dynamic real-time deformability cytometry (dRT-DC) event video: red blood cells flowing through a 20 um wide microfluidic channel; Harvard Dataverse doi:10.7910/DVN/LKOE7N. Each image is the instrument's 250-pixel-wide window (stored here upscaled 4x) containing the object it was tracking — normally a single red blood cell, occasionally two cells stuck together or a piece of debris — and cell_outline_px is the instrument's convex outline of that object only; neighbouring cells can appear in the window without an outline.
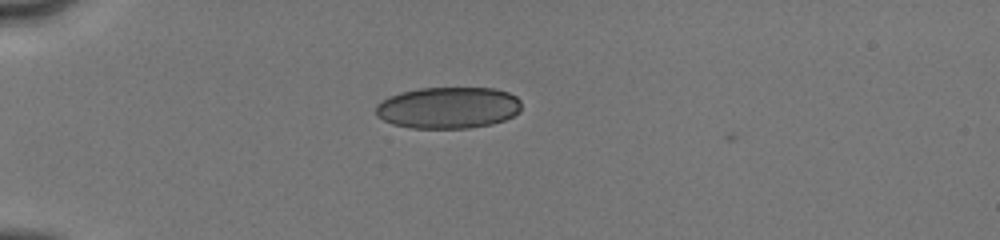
{"species": "human", "species_latin": "Homo sapiens", "temperature_condition": "cold", "stored_images_in_passage": 2, "camera_frame_rate_fps": 3000, "um_per_image_px": 0.085, "donor": {"sex": "male"}, "frame": {"image": 1, "passage_image": 1, "time_ms": 0.0, "image_size_px": [1000, 240], "cell_outline_px": [[520, 112], [504, 120], [492, 124], [468, 128], [412, 128], [392, 124], [376, 116], [376, 104], [380, 100], [388, 96], [400, 92], [420, 88], [496, 88], [508, 92], [516, 96], [520, 100]], "centroid_in_image_um": [38.08, 9.15], "position_along_channel_um": 46.9, "area_um2": 35.55}}